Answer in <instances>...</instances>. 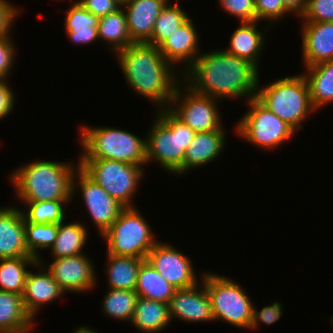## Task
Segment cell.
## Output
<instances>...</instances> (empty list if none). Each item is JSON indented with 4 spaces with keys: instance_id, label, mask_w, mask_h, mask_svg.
<instances>
[{
    "instance_id": "cell-1",
    "label": "cell",
    "mask_w": 333,
    "mask_h": 333,
    "mask_svg": "<svg viewBox=\"0 0 333 333\" xmlns=\"http://www.w3.org/2000/svg\"><path fill=\"white\" fill-rule=\"evenodd\" d=\"M199 54L182 74V82L193 92L219 101L256 97L259 69L250 61L227 53L223 48Z\"/></svg>"
},
{
    "instance_id": "cell-2",
    "label": "cell",
    "mask_w": 333,
    "mask_h": 333,
    "mask_svg": "<svg viewBox=\"0 0 333 333\" xmlns=\"http://www.w3.org/2000/svg\"><path fill=\"white\" fill-rule=\"evenodd\" d=\"M126 84L153 103L156 110L169 108L182 74L148 43H133L115 53Z\"/></svg>"
},
{
    "instance_id": "cell-3",
    "label": "cell",
    "mask_w": 333,
    "mask_h": 333,
    "mask_svg": "<svg viewBox=\"0 0 333 333\" xmlns=\"http://www.w3.org/2000/svg\"><path fill=\"white\" fill-rule=\"evenodd\" d=\"M79 167L69 161L39 160L20 165L9 174L14 196L20 202L73 200L72 179Z\"/></svg>"
},
{
    "instance_id": "cell-4",
    "label": "cell",
    "mask_w": 333,
    "mask_h": 333,
    "mask_svg": "<svg viewBox=\"0 0 333 333\" xmlns=\"http://www.w3.org/2000/svg\"><path fill=\"white\" fill-rule=\"evenodd\" d=\"M146 131V161L158 164L161 170L183 175L186 150L196 132L178 119L168 108L157 110Z\"/></svg>"
},
{
    "instance_id": "cell-5",
    "label": "cell",
    "mask_w": 333,
    "mask_h": 333,
    "mask_svg": "<svg viewBox=\"0 0 333 333\" xmlns=\"http://www.w3.org/2000/svg\"><path fill=\"white\" fill-rule=\"evenodd\" d=\"M81 152L78 159H110L147 166L146 137L110 126L79 127Z\"/></svg>"
},
{
    "instance_id": "cell-6",
    "label": "cell",
    "mask_w": 333,
    "mask_h": 333,
    "mask_svg": "<svg viewBox=\"0 0 333 333\" xmlns=\"http://www.w3.org/2000/svg\"><path fill=\"white\" fill-rule=\"evenodd\" d=\"M260 85L258 83L256 98L296 132L303 130V122L311 114H316L307 81L301 72L278 78L264 87Z\"/></svg>"
},
{
    "instance_id": "cell-7",
    "label": "cell",
    "mask_w": 333,
    "mask_h": 333,
    "mask_svg": "<svg viewBox=\"0 0 333 333\" xmlns=\"http://www.w3.org/2000/svg\"><path fill=\"white\" fill-rule=\"evenodd\" d=\"M150 225L137 207H125L100 237L107 244L106 254L146 259L159 241Z\"/></svg>"
},
{
    "instance_id": "cell-8",
    "label": "cell",
    "mask_w": 333,
    "mask_h": 333,
    "mask_svg": "<svg viewBox=\"0 0 333 333\" xmlns=\"http://www.w3.org/2000/svg\"><path fill=\"white\" fill-rule=\"evenodd\" d=\"M202 280L210 297L214 321L249 330L253 301L240 284L215 272H203Z\"/></svg>"
},
{
    "instance_id": "cell-9",
    "label": "cell",
    "mask_w": 333,
    "mask_h": 333,
    "mask_svg": "<svg viewBox=\"0 0 333 333\" xmlns=\"http://www.w3.org/2000/svg\"><path fill=\"white\" fill-rule=\"evenodd\" d=\"M79 167L124 207H136L134 197L145 178L143 166L110 159H78Z\"/></svg>"
},
{
    "instance_id": "cell-10",
    "label": "cell",
    "mask_w": 333,
    "mask_h": 333,
    "mask_svg": "<svg viewBox=\"0 0 333 333\" xmlns=\"http://www.w3.org/2000/svg\"><path fill=\"white\" fill-rule=\"evenodd\" d=\"M248 111L235 124V133L247 143L273 151L292 140L296 131L265 107L256 97L247 102Z\"/></svg>"
},
{
    "instance_id": "cell-11",
    "label": "cell",
    "mask_w": 333,
    "mask_h": 333,
    "mask_svg": "<svg viewBox=\"0 0 333 333\" xmlns=\"http://www.w3.org/2000/svg\"><path fill=\"white\" fill-rule=\"evenodd\" d=\"M219 102L215 98L197 94L181 82L175 89L168 108L178 119L196 133L225 129Z\"/></svg>"
},
{
    "instance_id": "cell-12",
    "label": "cell",
    "mask_w": 333,
    "mask_h": 333,
    "mask_svg": "<svg viewBox=\"0 0 333 333\" xmlns=\"http://www.w3.org/2000/svg\"><path fill=\"white\" fill-rule=\"evenodd\" d=\"M78 194L83 199L82 204L97 228L98 235L102 237L125 207L92 180L80 167L73 175L72 198L77 197Z\"/></svg>"
},
{
    "instance_id": "cell-13",
    "label": "cell",
    "mask_w": 333,
    "mask_h": 333,
    "mask_svg": "<svg viewBox=\"0 0 333 333\" xmlns=\"http://www.w3.org/2000/svg\"><path fill=\"white\" fill-rule=\"evenodd\" d=\"M51 273L65 293H87L98 286L97 271L88 254L52 258V262L46 265L45 260H39ZM45 262V263H44ZM96 271V272H95ZM97 285V286H96Z\"/></svg>"
},
{
    "instance_id": "cell-14",
    "label": "cell",
    "mask_w": 333,
    "mask_h": 333,
    "mask_svg": "<svg viewBox=\"0 0 333 333\" xmlns=\"http://www.w3.org/2000/svg\"><path fill=\"white\" fill-rule=\"evenodd\" d=\"M146 260L176 289L192 287L202 280L201 276L198 279L191 259L172 244L158 241Z\"/></svg>"
},
{
    "instance_id": "cell-15",
    "label": "cell",
    "mask_w": 333,
    "mask_h": 333,
    "mask_svg": "<svg viewBox=\"0 0 333 333\" xmlns=\"http://www.w3.org/2000/svg\"><path fill=\"white\" fill-rule=\"evenodd\" d=\"M168 308L171 321L177 318L186 323L214 322L210 297L203 280L192 287L176 289Z\"/></svg>"
},
{
    "instance_id": "cell-16",
    "label": "cell",
    "mask_w": 333,
    "mask_h": 333,
    "mask_svg": "<svg viewBox=\"0 0 333 333\" xmlns=\"http://www.w3.org/2000/svg\"><path fill=\"white\" fill-rule=\"evenodd\" d=\"M199 40L198 30L190 17L173 34H170L158 48L163 57L177 71L179 69L180 74H183L202 52L199 51L201 49Z\"/></svg>"
},
{
    "instance_id": "cell-17",
    "label": "cell",
    "mask_w": 333,
    "mask_h": 333,
    "mask_svg": "<svg viewBox=\"0 0 333 333\" xmlns=\"http://www.w3.org/2000/svg\"><path fill=\"white\" fill-rule=\"evenodd\" d=\"M34 268L37 272L30 270L26 276L22 301L27 314L36 321L35 317L42 307L57 301L66 293L43 264L37 261Z\"/></svg>"
},
{
    "instance_id": "cell-18",
    "label": "cell",
    "mask_w": 333,
    "mask_h": 333,
    "mask_svg": "<svg viewBox=\"0 0 333 333\" xmlns=\"http://www.w3.org/2000/svg\"><path fill=\"white\" fill-rule=\"evenodd\" d=\"M303 67L333 60V22H302Z\"/></svg>"
},
{
    "instance_id": "cell-19",
    "label": "cell",
    "mask_w": 333,
    "mask_h": 333,
    "mask_svg": "<svg viewBox=\"0 0 333 333\" xmlns=\"http://www.w3.org/2000/svg\"><path fill=\"white\" fill-rule=\"evenodd\" d=\"M33 257L25 243V218L21 207H0V259Z\"/></svg>"
},
{
    "instance_id": "cell-20",
    "label": "cell",
    "mask_w": 333,
    "mask_h": 333,
    "mask_svg": "<svg viewBox=\"0 0 333 333\" xmlns=\"http://www.w3.org/2000/svg\"><path fill=\"white\" fill-rule=\"evenodd\" d=\"M169 0H125L122 2L131 40L148 43L151 40L155 21Z\"/></svg>"
},
{
    "instance_id": "cell-21",
    "label": "cell",
    "mask_w": 333,
    "mask_h": 333,
    "mask_svg": "<svg viewBox=\"0 0 333 333\" xmlns=\"http://www.w3.org/2000/svg\"><path fill=\"white\" fill-rule=\"evenodd\" d=\"M259 23V21L240 22L229 38V46L223 48L229 54L250 61L258 69H260V56H263L262 52L267 41V32L270 29L268 23L264 26L265 29H259Z\"/></svg>"
},
{
    "instance_id": "cell-22",
    "label": "cell",
    "mask_w": 333,
    "mask_h": 333,
    "mask_svg": "<svg viewBox=\"0 0 333 333\" xmlns=\"http://www.w3.org/2000/svg\"><path fill=\"white\" fill-rule=\"evenodd\" d=\"M226 135L225 129L196 133L186 150L183 160V175H187L188 171L216 161L226 148Z\"/></svg>"
},
{
    "instance_id": "cell-23",
    "label": "cell",
    "mask_w": 333,
    "mask_h": 333,
    "mask_svg": "<svg viewBox=\"0 0 333 333\" xmlns=\"http://www.w3.org/2000/svg\"><path fill=\"white\" fill-rule=\"evenodd\" d=\"M302 75L309 87L311 104L317 112L333 103V60L305 67Z\"/></svg>"
},
{
    "instance_id": "cell-24",
    "label": "cell",
    "mask_w": 333,
    "mask_h": 333,
    "mask_svg": "<svg viewBox=\"0 0 333 333\" xmlns=\"http://www.w3.org/2000/svg\"><path fill=\"white\" fill-rule=\"evenodd\" d=\"M168 304L138 297L131 325L143 333H160L171 325Z\"/></svg>"
},
{
    "instance_id": "cell-25",
    "label": "cell",
    "mask_w": 333,
    "mask_h": 333,
    "mask_svg": "<svg viewBox=\"0 0 333 333\" xmlns=\"http://www.w3.org/2000/svg\"><path fill=\"white\" fill-rule=\"evenodd\" d=\"M34 323L24 309L22 295L0 291V333H33Z\"/></svg>"
},
{
    "instance_id": "cell-26",
    "label": "cell",
    "mask_w": 333,
    "mask_h": 333,
    "mask_svg": "<svg viewBox=\"0 0 333 333\" xmlns=\"http://www.w3.org/2000/svg\"><path fill=\"white\" fill-rule=\"evenodd\" d=\"M85 223L74 220L58 224V233L54 244L50 248L52 258H63L67 256L80 255L83 251L89 238V230Z\"/></svg>"
},
{
    "instance_id": "cell-27",
    "label": "cell",
    "mask_w": 333,
    "mask_h": 333,
    "mask_svg": "<svg viewBox=\"0 0 333 333\" xmlns=\"http://www.w3.org/2000/svg\"><path fill=\"white\" fill-rule=\"evenodd\" d=\"M176 288L145 259L138 270L135 292L139 297L169 304Z\"/></svg>"
},
{
    "instance_id": "cell-28",
    "label": "cell",
    "mask_w": 333,
    "mask_h": 333,
    "mask_svg": "<svg viewBox=\"0 0 333 333\" xmlns=\"http://www.w3.org/2000/svg\"><path fill=\"white\" fill-rule=\"evenodd\" d=\"M98 39L105 41L112 53L128 47L134 42L129 35L127 18L121 6L115 12L99 18L97 26Z\"/></svg>"
},
{
    "instance_id": "cell-29",
    "label": "cell",
    "mask_w": 333,
    "mask_h": 333,
    "mask_svg": "<svg viewBox=\"0 0 333 333\" xmlns=\"http://www.w3.org/2000/svg\"><path fill=\"white\" fill-rule=\"evenodd\" d=\"M107 288L135 291L138 270L145 259L107 254Z\"/></svg>"
},
{
    "instance_id": "cell-30",
    "label": "cell",
    "mask_w": 333,
    "mask_h": 333,
    "mask_svg": "<svg viewBox=\"0 0 333 333\" xmlns=\"http://www.w3.org/2000/svg\"><path fill=\"white\" fill-rule=\"evenodd\" d=\"M34 257L0 259V291L23 295L28 267L33 268Z\"/></svg>"
},
{
    "instance_id": "cell-31",
    "label": "cell",
    "mask_w": 333,
    "mask_h": 333,
    "mask_svg": "<svg viewBox=\"0 0 333 333\" xmlns=\"http://www.w3.org/2000/svg\"><path fill=\"white\" fill-rule=\"evenodd\" d=\"M138 297L135 291L107 288L102 299L101 312L114 320L130 324Z\"/></svg>"
},
{
    "instance_id": "cell-32",
    "label": "cell",
    "mask_w": 333,
    "mask_h": 333,
    "mask_svg": "<svg viewBox=\"0 0 333 333\" xmlns=\"http://www.w3.org/2000/svg\"><path fill=\"white\" fill-rule=\"evenodd\" d=\"M72 200H52V201H40V202H20L21 205H25V209L22 207L21 211L24 218L33 224H48L65 221L67 219L66 206L69 205ZM69 203V204H68ZM28 210H27V208Z\"/></svg>"
},
{
    "instance_id": "cell-33",
    "label": "cell",
    "mask_w": 333,
    "mask_h": 333,
    "mask_svg": "<svg viewBox=\"0 0 333 333\" xmlns=\"http://www.w3.org/2000/svg\"><path fill=\"white\" fill-rule=\"evenodd\" d=\"M175 1L170 3L169 0L161 9L148 44L158 47L170 34H173L190 18L188 13L180 7L178 0Z\"/></svg>"
},
{
    "instance_id": "cell-34",
    "label": "cell",
    "mask_w": 333,
    "mask_h": 333,
    "mask_svg": "<svg viewBox=\"0 0 333 333\" xmlns=\"http://www.w3.org/2000/svg\"><path fill=\"white\" fill-rule=\"evenodd\" d=\"M58 233V224H33L25 219V243L28 252L39 261L40 251L50 250ZM40 250V251H39Z\"/></svg>"
},
{
    "instance_id": "cell-35",
    "label": "cell",
    "mask_w": 333,
    "mask_h": 333,
    "mask_svg": "<svg viewBox=\"0 0 333 333\" xmlns=\"http://www.w3.org/2000/svg\"><path fill=\"white\" fill-rule=\"evenodd\" d=\"M72 3L73 4H70L64 18V29H82L89 26H98L99 17L84 9L77 0Z\"/></svg>"
},
{
    "instance_id": "cell-36",
    "label": "cell",
    "mask_w": 333,
    "mask_h": 333,
    "mask_svg": "<svg viewBox=\"0 0 333 333\" xmlns=\"http://www.w3.org/2000/svg\"><path fill=\"white\" fill-rule=\"evenodd\" d=\"M257 21L276 24L291 13L285 8L283 0H254ZM264 20V21H263ZM275 22V23H274Z\"/></svg>"
},
{
    "instance_id": "cell-37",
    "label": "cell",
    "mask_w": 333,
    "mask_h": 333,
    "mask_svg": "<svg viewBox=\"0 0 333 333\" xmlns=\"http://www.w3.org/2000/svg\"><path fill=\"white\" fill-rule=\"evenodd\" d=\"M218 5L230 16L238 18V23L257 21L254 0H218Z\"/></svg>"
},
{
    "instance_id": "cell-38",
    "label": "cell",
    "mask_w": 333,
    "mask_h": 333,
    "mask_svg": "<svg viewBox=\"0 0 333 333\" xmlns=\"http://www.w3.org/2000/svg\"><path fill=\"white\" fill-rule=\"evenodd\" d=\"M301 22H333V0H307Z\"/></svg>"
},
{
    "instance_id": "cell-39",
    "label": "cell",
    "mask_w": 333,
    "mask_h": 333,
    "mask_svg": "<svg viewBox=\"0 0 333 333\" xmlns=\"http://www.w3.org/2000/svg\"><path fill=\"white\" fill-rule=\"evenodd\" d=\"M283 304L279 302V300L271 302L270 305L264 306L261 310L256 308L253 303L252 308V319L250 323L249 330L258 329L261 324L272 325L279 321L282 317L283 312ZM261 323V324H260Z\"/></svg>"
},
{
    "instance_id": "cell-40",
    "label": "cell",
    "mask_w": 333,
    "mask_h": 333,
    "mask_svg": "<svg viewBox=\"0 0 333 333\" xmlns=\"http://www.w3.org/2000/svg\"><path fill=\"white\" fill-rule=\"evenodd\" d=\"M14 42L11 37L0 38V78H10L12 68L16 64L17 47Z\"/></svg>"
},
{
    "instance_id": "cell-41",
    "label": "cell",
    "mask_w": 333,
    "mask_h": 333,
    "mask_svg": "<svg viewBox=\"0 0 333 333\" xmlns=\"http://www.w3.org/2000/svg\"><path fill=\"white\" fill-rule=\"evenodd\" d=\"M20 9L8 0H0V38L12 37L14 21L19 17Z\"/></svg>"
},
{
    "instance_id": "cell-42",
    "label": "cell",
    "mask_w": 333,
    "mask_h": 333,
    "mask_svg": "<svg viewBox=\"0 0 333 333\" xmlns=\"http://www.w3.org/2000/svg\"><path fill=\"white\" fill-rule=\"evenodd\" d=\"M79 4L97 17L106 16L122 6L120 0H77Z\"/></svg>"
},
{
    "instance_id": "cell-43",
    "label": "cell",
    "mask_w": 333,
    "mask_h": 333,
    "mask_svg": "<svg viewBox=\"0 0 333 333\" xmlns=\"http://www.w3.org/2000/svg\"><path fill=\"white\" fill-rule=\"evenodd\" d=\"M8 78H0V121L5 119L14 110L16 97L15 92L12 90Z\"/></svg>"
},
{
    "instance_id": "cell-44",
    "label": "cell",
    "mask_w": 333,
    "mask_h": 333,
    "mask_svg": "<svg viewBox=\"0 0 333 333\" xmlns=\"http://www.w3.org/2000/svg\"><path fill=\"white\" fill-rule=\"evenodd\" d=\"M65 32L70 43L77 46L93 44L99 40L97 27L89 26L82 29H65Z\"/></svg>"
},
{
    "instance_id": "cell-45",
    "label": "cell",
    "mask_w": 333,
    "mask_h": 333,
    "mask_svg": "<svg viewBox=\"0 0 333 333\" xmlns=\"http://www.w3.org/2000/svg\"><path fill=\"white\" fill-rule=\"evenodd\" d=\"M306 1L307 0H283L285 8L291 13V15H296L297 18H299L304 12Z\"/></svg>"
},
{
    "instance_id": "cell-46",
    "label": "cell",
    "mask_w": 333,
    "mask_h": 333,
    "mask_svg": "<svg viewBox=\"0 0 333 333\" xmlns=\"http://www.w3.org/2000/svg\"><path fill=\"white\" fill-rule=\"evenodd\" d=\"M72 333H98L97 330L93 329L91 326H78L77 328H74V331Z\"/></svg>"
}]
</instances>
